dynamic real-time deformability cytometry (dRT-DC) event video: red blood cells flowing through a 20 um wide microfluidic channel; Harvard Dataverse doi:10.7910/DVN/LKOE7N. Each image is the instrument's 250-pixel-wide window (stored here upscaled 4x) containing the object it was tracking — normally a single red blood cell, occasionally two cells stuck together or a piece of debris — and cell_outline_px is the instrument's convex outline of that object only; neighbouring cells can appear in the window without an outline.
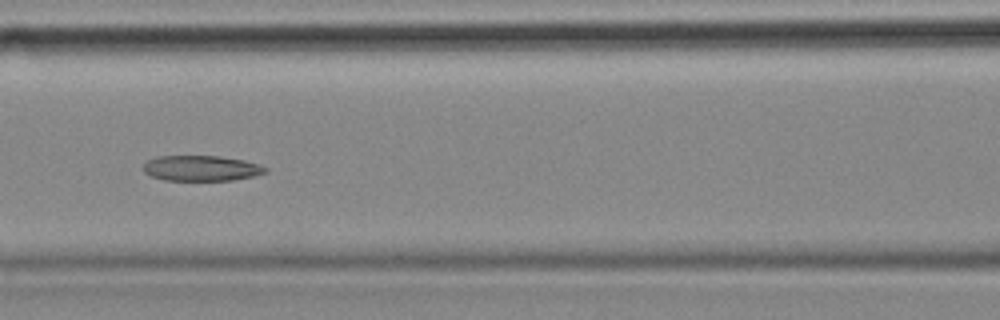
{"species": "common noctule bat (a hibernating species)", "species_latin": "Nyctalus noctula", "temperature_condition": "cold", "stored_images_in_passage": 10, "camera_frame_rate_fps": 3000, "um_per_image_px": 0.085, "animal": {"sex": "female", "body_mass_g": 18.4}, "frame": {"image": 1, "passage_image": 6, "time_ms": 1.667, "image_size_px": [1000, 320], "cell_outline_px": [[268, 172], [252, 176], [232, 180], [164, 180], [152, 176], [144, 172], [144, 164], [148, 160], [156, 156], [220, 156], [244, 160], [268, 168]], "centroid_in_image_um": [17.1, 14.29], "position_along_channel_um": 149.5, "area_um2": 17.98}}
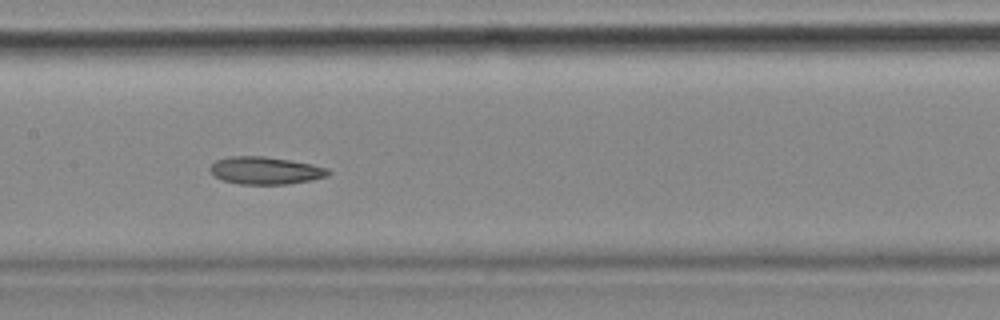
{"frame": {"image": 2, "passage_image": 7, "time_ms": 2.0, "image_size_px": [1000, 320], "cell_outline_px": [[332, 172], [328, 176], [312, 180], [288, 184], [240, 184], [224, 180], [216, 176], [208, 168], [216, 160], [228, 156], [264, 156], [312, 164], [328, 168]], "centroid_in_image_um": [22.59, 14.49], "position_along_channel_um": 184.8, "area_um2": 18.9}}